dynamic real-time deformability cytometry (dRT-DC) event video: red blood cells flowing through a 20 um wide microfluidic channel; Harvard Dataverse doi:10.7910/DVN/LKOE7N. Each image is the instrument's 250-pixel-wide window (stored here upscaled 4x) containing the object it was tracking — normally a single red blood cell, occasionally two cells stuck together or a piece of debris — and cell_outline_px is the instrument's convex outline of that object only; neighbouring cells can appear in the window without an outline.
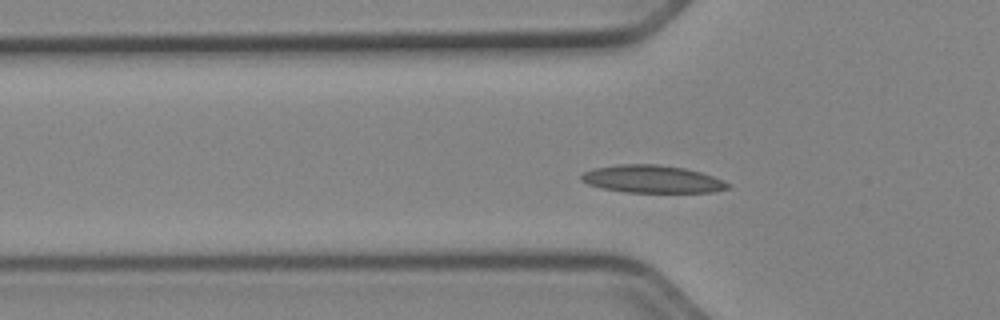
{"species": "Egyptian fruit bat (a non-hibernating species)", "species_latin": "Rousettus aegyptiacus", "temperature_condition": "cold", "stored_images_in_passage": 50, "camera_frame_rate_fps": 3000, "um_per_image_px": 0.085, "animal": {"sex": "female"}, "frame": {"image": 1, "passage_image": 14, "time_ms": 4.333, "image_size_px": [1000, 320], "cell_outline_px": [[732, 184], [728, 188], [712, 192], [624, 192], [600, 188], [588, 184], [580, 180], [580, 176], [584, 172], [592, 168], [616, 164], [656, 164], [684, 168], [700, 172], [712, 176]], "centroid_in_image_um": [55.39, 15.22], "position_along_channel_um": 70.4, "area_um2": 23.64}}
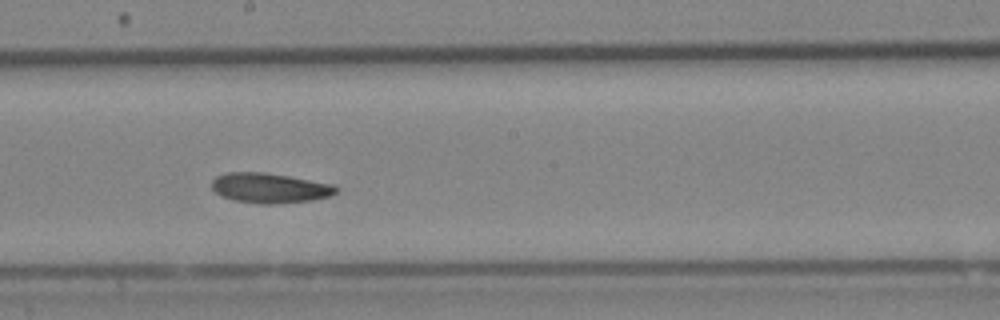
{"frame": {"image": 2, "passage_image": 26, "time_ms": 8.333, "image_size_px": [1000, 320], "cell_outline_px": [[340, 188], [332, 196], [312, 200], [272, 204], [260, 204], [236, 200], [224, 196], [216, 192], [212, 188], [212, 180], [216, 176], [228, 172], [264, 172], [288, 176], [332, 184]], "centroid_in_image_um": [22.95, 15.97], "position_along_channel_um": 225.2, "area_um2": 21.56}}
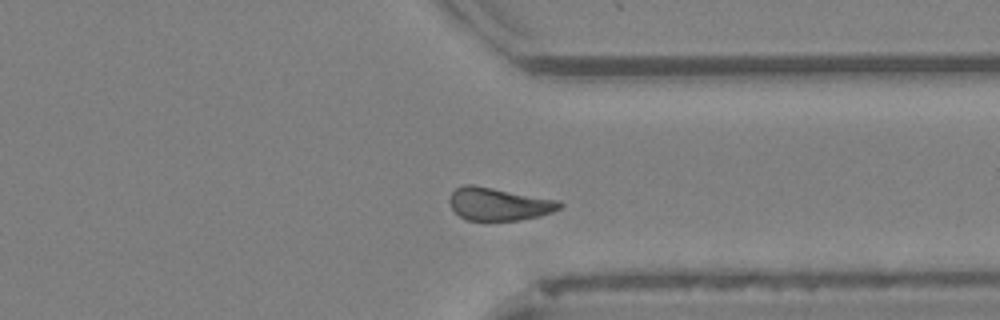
{"frame": {"image": 3, "passage_image": 37, "time_ms": 12.0, "image_size_px": [1000, 320], "cell_outline_px": [[564, 204], [560, 208], [552, 212], [540, 216], [520, 220], [468, 220], [460, 216], [452, 208], [448, 200], [452, 192], [456, 188], [464, 184], [472, 184], [560, 200]], "centroid_in_image_um": [42.42, 17.33], "position_along_channel_um": 369.0, "area_um2": 21.1}, "authors_computed_cell_mechanics": {"area_um2": 21.3571, "velocity_mm_per_s": 3.8922, "shape_relaxation_time_tau1_ms": 5.5813, "shape_relaxation_time_tau2_ms": null, "deformation_change_tau1": 0.1016, "deformation_change_tau2": null}}